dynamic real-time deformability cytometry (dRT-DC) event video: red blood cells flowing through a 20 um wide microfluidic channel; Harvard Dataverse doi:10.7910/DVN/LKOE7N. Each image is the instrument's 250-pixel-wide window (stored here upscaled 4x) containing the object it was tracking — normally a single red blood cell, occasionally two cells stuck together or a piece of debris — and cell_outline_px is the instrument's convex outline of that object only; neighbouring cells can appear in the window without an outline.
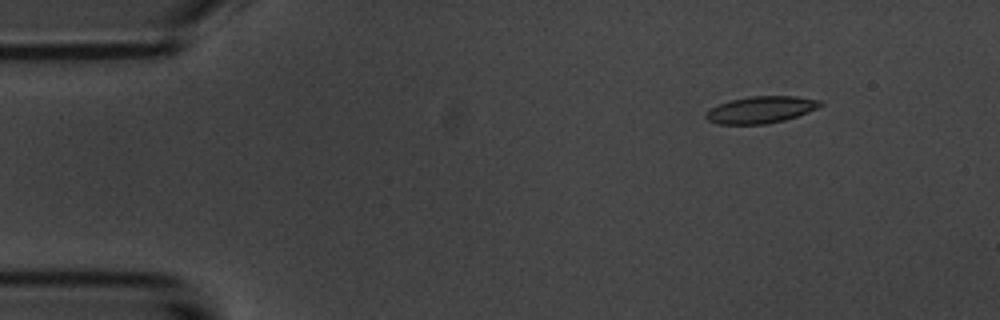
{"species": "common noctule bat (a hibernating species)", "species_latin": "Nyctalus noctula", "temperature_condition": "room temperature", "stored_images_in_passage": 5, "camera_frame_rate_fps": 3000, "um_per_image_px": 0.085, "animal": {"sex": "male", "body_mass_g": 20.1, "forearm_length_mm": 53.5}, "frame": {"image": 1, "passage_image": 1, "time_ms": 0.0, "image_size_px": [1000, 320], "cell_outline_px": [[824, 104], [808, 112], [784, 120], [764, 124], [716, 124], [708, 120], [704, 116], [704, 112], [728, 100], [752, 96], [796, 96], [824, 100]], "centroid_in_image_um": [64.68, 9.32], "position_along_channel_um": 20.3, "area_um2": 17.98}}
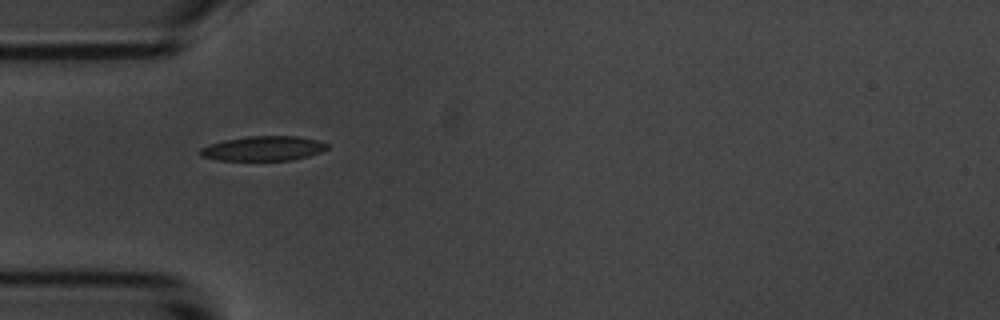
{"frame": {"image": 2, "passage_image": 4, "time_ms": 3.333, "image_size_px": [1000, 320], "cell_outline_px": [[328, 148], [320, 152], [308, 156], [292, 160], [216, 160], [200, 156], [200, 148], [208, 144], [224, 140], [248, 136], [300, 136], [316, 140], [328, 144]], "centroid_in_image_um": [22.36, 12.61], "position_along_channel_um": 62.6, "area_um2": 18.26}}
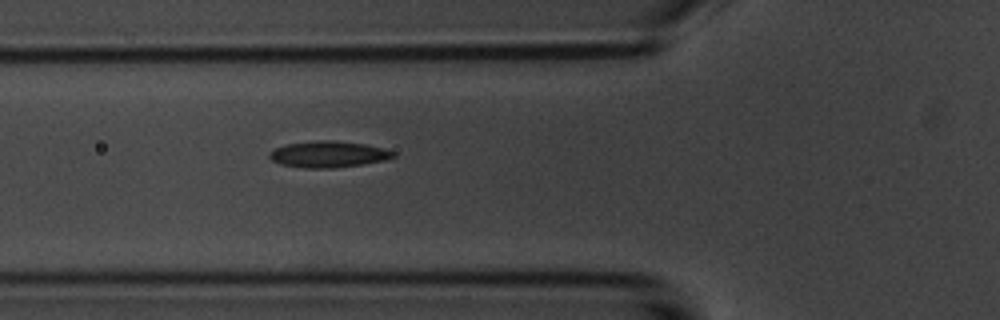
{"frame": {"image": 3, "passage_image": 5, "time_ms": 4.333, "image_size_px": [1000, 320], "cell_outline_px": [[396, 156], [384, 160], [360, 164], [332, 168], [304, 168], [280, 164], [272, 160], [268, 156], [268, 152], [284, 144], [320, 140], [336, 140], [364, 144], [384, 148], [396, 152]], "centroid_in_image_um": [27.89, 13.1], "position_along_channel_um": 97.9, "area_um2": 19.02}}